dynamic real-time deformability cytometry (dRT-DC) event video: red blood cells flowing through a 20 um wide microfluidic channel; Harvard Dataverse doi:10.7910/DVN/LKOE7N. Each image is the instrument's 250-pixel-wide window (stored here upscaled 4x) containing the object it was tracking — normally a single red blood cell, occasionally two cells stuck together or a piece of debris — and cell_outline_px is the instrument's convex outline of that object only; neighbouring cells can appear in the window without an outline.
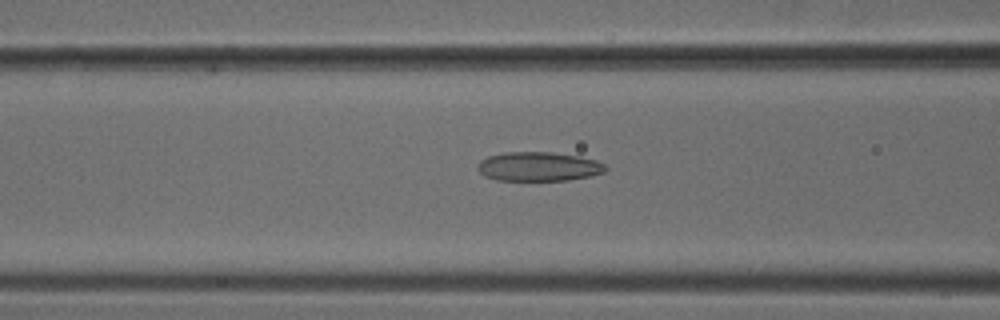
{"species": "common noctule bat (a hibernating species)", "species_latin": "Nyctalus noctula", "temperature_condition": "cold", "stored_images_in_passage": 51, "camera_frame_rate_fps": 3000, "um_per_image_px": 0.085, "animal": {"sex": "male", "body_mass_g": 18.8}, "frame": {"image": 1, "passage_image": 21, "time_ms": 6.667, "image_size_px": [1000, 320], "cell_outline_px": [[608, 168], [604, 172], [592, 176], [568, 180], [496, 180], [484, 176], [476, 168], [476, 164], [480, 160], [488, 156], [504, 152], [552, 152], [580, 156], [596, 160], [604, 164]], "centroid_in_image_um": [45.77, 14.15], "position_along_channel_um": 120.8, "area_um2": 21.96}}
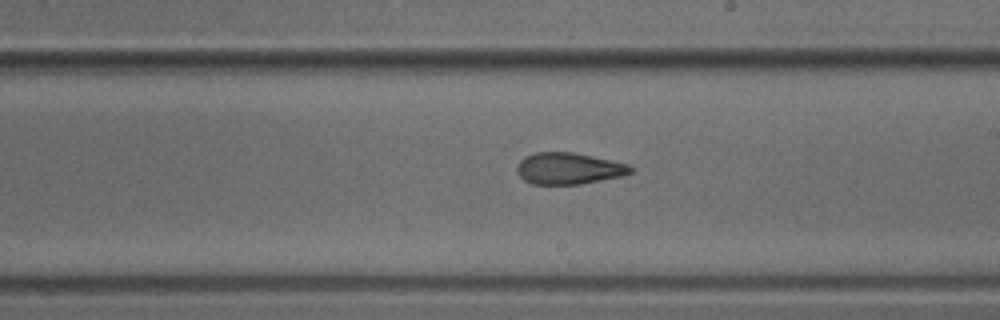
{"frame": {"image": 2, "passage_image": 30, "time_ms": 9.667, "image_size_px": [1000, 320], "cell_outline_px": [[632, 172], [620, 176], [580, 184], [532, 184], [524, 180], [516, 172], [516, 168], [520, 160], [524, 156], [536, 152], [572, 152], [592, 156], [628, 164], [632, 168]], "centroid_in_image_um": [48.29, 14.31], "position_along_channel_um": 240.7, "area_um2": 20.75}}
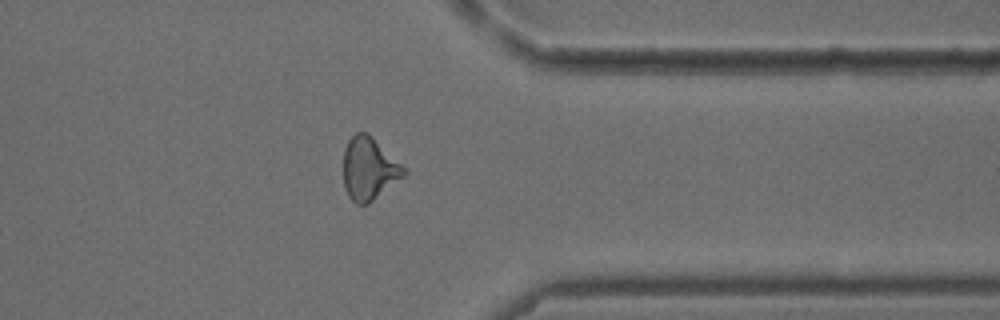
{"frame": {"image": 3, "passage_image": 41, "time_ms": 13.333, "image_size_px": [1000, 320], "cell_outline_px": [[408, 172], [404, 176], [368, 204], [356, 204], [348, 196], [344, 188], [344, 148], [348, 140], [356, 132], [368, 132]], "centroid_in_image_um": [31.34, 14.34], "position_along_channel_um": 380.1, "area_um2": 21.85}}